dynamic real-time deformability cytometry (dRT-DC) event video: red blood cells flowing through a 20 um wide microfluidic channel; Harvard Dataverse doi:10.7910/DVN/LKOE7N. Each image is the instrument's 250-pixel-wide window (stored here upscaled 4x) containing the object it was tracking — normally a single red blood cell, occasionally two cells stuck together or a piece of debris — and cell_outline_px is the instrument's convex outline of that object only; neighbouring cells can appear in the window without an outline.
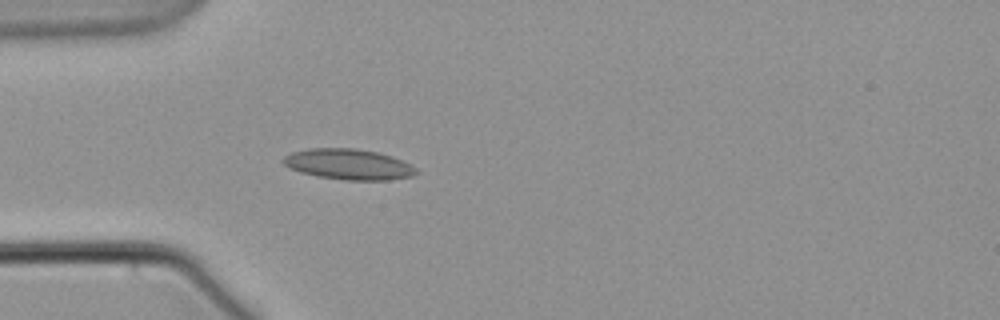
{"species": "common noctule bat (a hibernating species)", "species_latin": "Nyctalus noctula", "temperature_condition": "warm", "stored_images_in_passage": 6, "camera_frame_rate_fps": 3000, "um_per_image_px": 0.085, "animal": {"sex": "male", "body_mass_g": 21.5, "forearm_length_mm": 52.0}, "frame": {"image": 1, "passage_image": 6, "time_ms": 6.333, "image_size_px": [1000, 320], "cell_outline_px": [[420, 172], [412, 176], [388, 180], [344, 180], [316, 176], [300, 172], [288, 168], [280, 160], [284, 156], [292, 152], [308, 148], [352, 148], [376, 152], [392, 156], [416, 168]], "centroid_in_image_um": [29.58, 13.97], "position_along_channel_um": 55.4, "area_um2": 23.81}}